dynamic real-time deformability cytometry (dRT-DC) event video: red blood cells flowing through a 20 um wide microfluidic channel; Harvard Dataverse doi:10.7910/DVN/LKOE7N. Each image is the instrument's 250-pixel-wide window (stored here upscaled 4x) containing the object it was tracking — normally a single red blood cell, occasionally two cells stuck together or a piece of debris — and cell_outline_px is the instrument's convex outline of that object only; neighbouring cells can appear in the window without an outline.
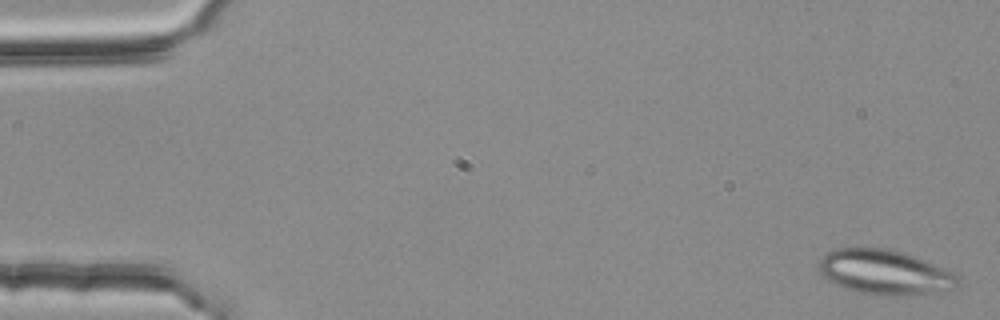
{"species": "common noctule bat (a hibernating species)", "species_latin": "Nyctalus noctula", "temperature_condition": "room temperature", "stored_images_in_passage": 5, "camera_frame_rate_fps": 3000, "um_per_image_px": 0.085, "animal": {"sex": "female", "body_mass_g": 25.1}, "frame": {"image": 1, "passage_image": 1, "time_ms": 0.0, "image_size_px": [1000, 320], "cell_outline_px": [[960, 280], [952, 288], [896, 296], [884, 296], [856, 292], [836, 284], [828, 280], [820, 272], [820, 260], [828, 252], [836, 248], [888, 248], [904, 252], [952, 272]], "centroid_in_image_um": [75.14, 23.12], "position_along_channel_um": 9.9, "area_um2": 35.43}}